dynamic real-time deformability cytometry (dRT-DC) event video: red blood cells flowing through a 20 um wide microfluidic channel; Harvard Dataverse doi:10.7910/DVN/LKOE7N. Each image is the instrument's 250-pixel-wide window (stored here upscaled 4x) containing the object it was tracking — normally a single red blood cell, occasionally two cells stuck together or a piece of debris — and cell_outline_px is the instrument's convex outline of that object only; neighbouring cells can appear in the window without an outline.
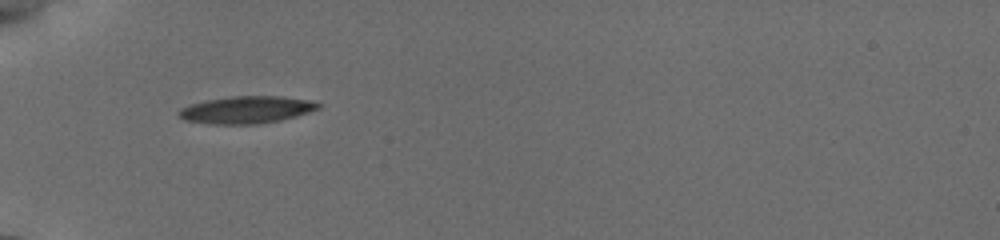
{"species": "common noctule bat (a hibernating species)", "species_latin": "Nyctalus noctula", "temperature_condition": "cold", "stored_images_in_passage": 16, "camera_frame_rate_fps": 3000, "um_per_image_px": 0.085, "animal": {"sex": "female", "body_mass_g": 19.5, "forearm_length_mm": 54.1}, "frame": {"image": 1, "passage_image": 1, "time_ms": 0.0, "image_size_px": [1000, 240], "cell_outline_px": [[320, 108], [296, 116], [280, 120], [252, 124], [208, 124], [184, 120], [176, 112], [180, 108], [204, 100], [232, 96], [280, 96], [308, 100], [320, 104]], "centroid_in_image_um": [20.9, 9.33], "position_along_channel_um": 64.1, "area_um2": 22.02}}
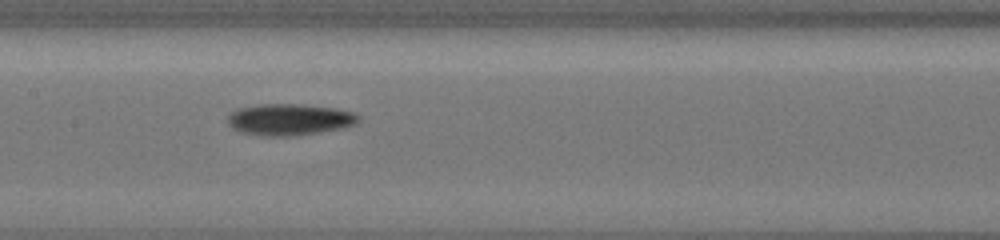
{"frame": {"image": 2, "passage_image": 7, "time_ms": 3.333, "image_size_px": [1000, 240], "cell_outline_px": [[360, 120], [352, 124], [340, 128], [292, 136], [260, 136], [240, 132], [232, 128], [228, 124], [228, 116], [236, 108], [256, 104], [296, 104], [336, 108], [352, 112], [360, 116]], "centroid_in_image_um": [24.53, 10.15], "position_along_channel_um": 182.9, "area_um2": 23.93}}
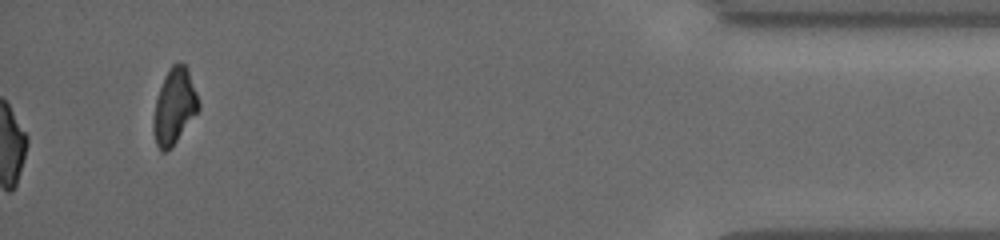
{"frame": {"image": 3, "passage_image": 16, "time_ms": 11.0, "image_size_px": [1000, 240], "cell_outline_px": [[200, 108], [172, 148], [164, 152], [160, 152], [156, 144], [152, 128], [152, 124], [156, 100], [164, 76], [168, 68], [172, 64], [180, 60], [188, 68], [200, 104]], "centroid_in_image_um": [14.81, 9.04], "position_along_channel_um": 420.4, "area_um2": 20.11}, "authors_computed_cell_mechanics": {"area_um2": 22.0796, "velocity_mm_per_s": 3.8488, "shape_relaxation_time_tau1_ms": 2.8613, "shape_relaxation_time_tau2_ms": null, "deformation_change_tau1": 0.1542, "deformation_change_tau2": null}}